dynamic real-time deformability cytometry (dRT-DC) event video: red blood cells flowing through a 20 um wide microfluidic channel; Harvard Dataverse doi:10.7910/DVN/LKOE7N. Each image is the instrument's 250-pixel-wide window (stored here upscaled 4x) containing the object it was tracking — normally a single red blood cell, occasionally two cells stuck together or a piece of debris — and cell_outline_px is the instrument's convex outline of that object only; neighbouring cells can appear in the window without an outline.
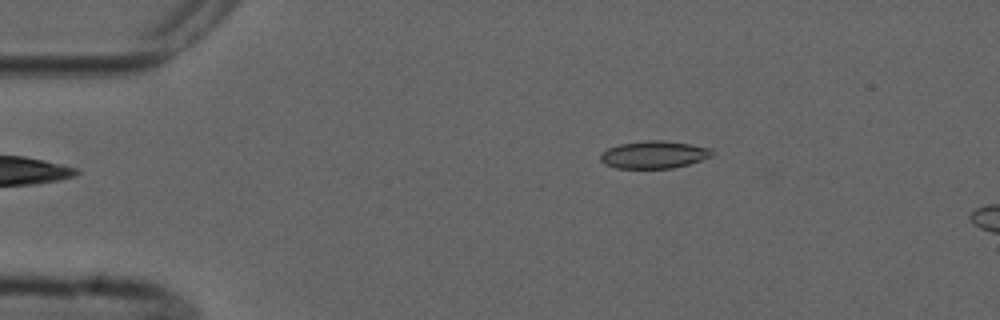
{"species": "common noctule bat (a hibernating species)", "species_latin": "Nyctalus noctula", "temperature_condition": "cold", "stored_images_in_passage": 2, "camera_frame_rate_fps": 3000, "um_per_image_px": 0.085, "animal": {"sex": "male", "forearm_length_mm": 52.5}, "frame": {"image": 1, "passage_image": 2, "time_ms": 1.0, "image_size_px": [1000, 320], "cell_outline_px": [[716, 152], [712, 156], [688, 164], [672, 168], [616, 168], [604, 164], [600, 160], [600, 156], [608, 148], [620, 144], [644, 140], [664, 140], [712, 148]], "centroid_in_image_um": [55.6, 13.14], "position_along_channel_um": 29.4, "area_um2": 17.86}}